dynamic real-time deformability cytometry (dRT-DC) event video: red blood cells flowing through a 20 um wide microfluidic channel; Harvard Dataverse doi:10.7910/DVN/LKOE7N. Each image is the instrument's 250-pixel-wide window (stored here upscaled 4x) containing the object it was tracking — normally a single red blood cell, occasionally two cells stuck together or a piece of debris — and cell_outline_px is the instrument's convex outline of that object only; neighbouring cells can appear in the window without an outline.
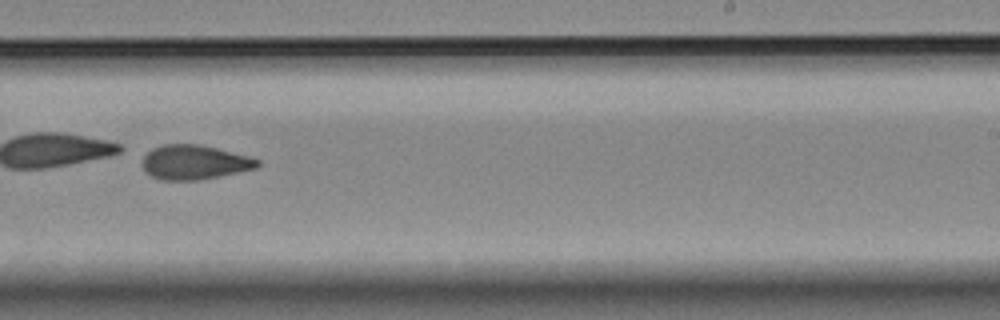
{"species": "Egyptian fruit bat (a non-hibernating species)", "species_latin": "Rousettus aegyptiacus", "temperature_condition": "room temperature", "stored_images_in_passage": 43, "camera_frame_rate_fps": 3000, "um_per_image_px": 0.085, "animal": {"sex": "female"}, "frame": {"image": 1, "passage_image": 25, "time_ms": 8.0, "image_size_px": [1000, 320], "cell_outline_px": [[260, 164], [256, 168], [220, 176], [200, 180], [160, 180], [152, 176], [144, 168], [144, 156], [152, 148], [164, 144], [200, 144], [252, 156], [260, 160]], "centroid_in_image_um": [16.58, 13.78], "position_along_channel_um": 272.4, "area_um2": 23.12}}
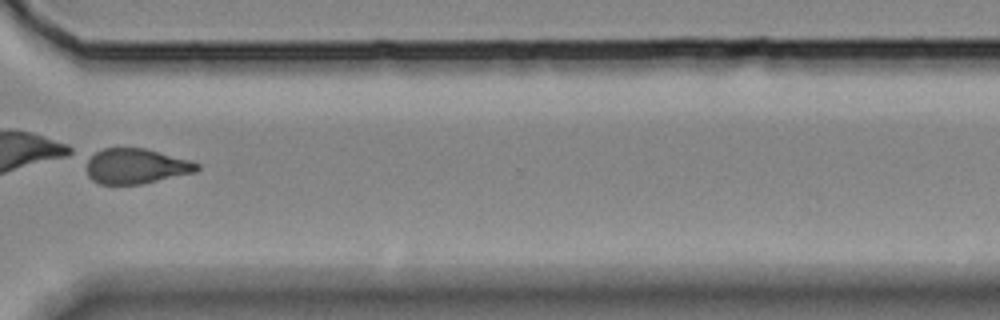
{"frame": {"image": 2, "passage_image": 31, "time_ms": 10.0, "image_size_px": [1000, 320], "cell_outline_px": [[200, 168], [196, 172], [140, 184], [100, 184], [92, 180], [88, 176], [88, 156], [104, 148], [144, 148], [188, 160], [200, 164]], "centroid_in_image_um": [11.55, 14.13], "position_along_channel_um": 359.0, "area_um2": 22.43}}